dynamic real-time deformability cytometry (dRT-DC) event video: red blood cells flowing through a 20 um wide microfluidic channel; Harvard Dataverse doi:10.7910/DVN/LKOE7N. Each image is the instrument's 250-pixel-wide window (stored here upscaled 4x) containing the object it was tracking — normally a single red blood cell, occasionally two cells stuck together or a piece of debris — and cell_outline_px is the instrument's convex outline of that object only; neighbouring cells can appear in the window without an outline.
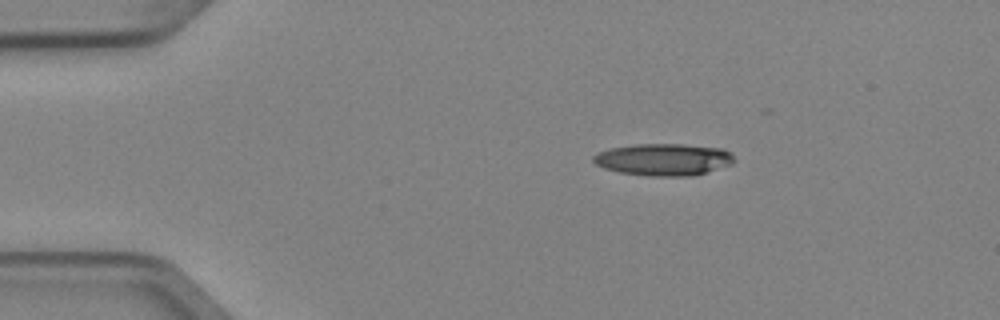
{"species": "Egyptian fruit bat (a non-hibernating species)", "species_latin": "Rousettus aegyptiacus", "temperature_condition": "cold", "stored_images_in_passage": 6, "camera_frame_rate_fps": 3000, "um_per_image_px": 0.085, "animal": {"sex": "female"}, "frame": {"image": 1, "passage_image": 1, "time_ms": 0.0, "image_size_px": [1000, 320], "cell_outline_px": [[736, 160], [732, 164], [692, 176], [648, 176], [620, 172], [604, 168], [596, 164], [592, 160], [592, 156], [600, 152], [612, 148], [636, 144], [684, 144], [724, 148]], "centroid_in_image_um": [56.42, 13.56], "position_along_channel_um": 28.6, "area_um2": 26.18}}
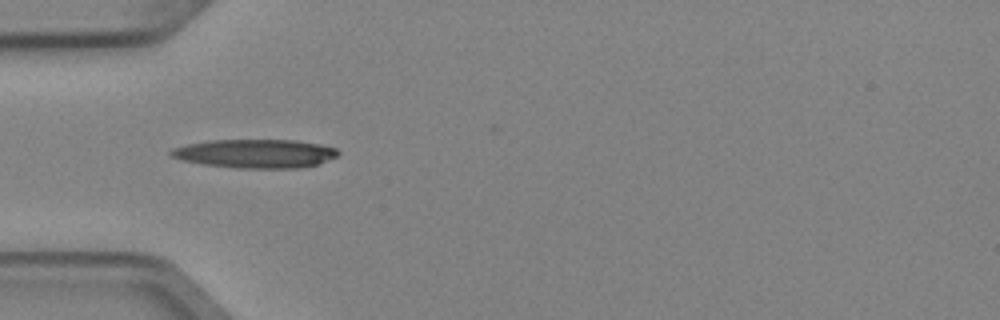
{"frame": {"image": 2, "passage_image": 3, "time_ms": 0.667, "image_size_px": [1000, 320], "cell_outline_px": [[340, 152], [336, 156], [320, 164], [300, 168], [236, 168], [204, 164], [184, 160], [168, 156], [168, 152], [172, 148], [188, 144], [208, 140], [296, 140], [320, 144], [336, 148]], "centroid_in_image_um": [21.71, 13.05], "position_along_channel_um": 63.3, "area_um2": 28.09}}
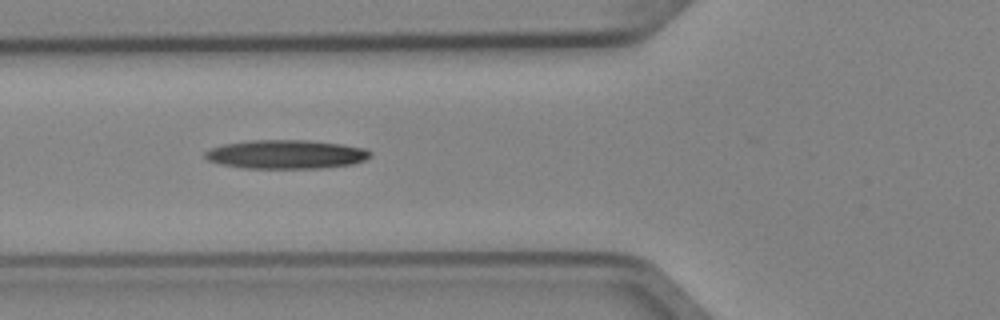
{"frame": {"image": 3, "passage_image": 4, "time_ms": 1.0, "image_size_px": [1000, 320], "cell_outline_px": [[372, 156], [364, 160], [352, 164], [320, 168], [244, 168], [220, 164], [208, 160], [204, 156], [204, 152], [208, 148], [224, 144], [248, 140], [308, 140], [340, 144], [364, 148], [372, 152]], "centroid_in_image_um": [24.28, 13.11], "position_along_channel_um": 101.5, "area_um2": 27.86}}